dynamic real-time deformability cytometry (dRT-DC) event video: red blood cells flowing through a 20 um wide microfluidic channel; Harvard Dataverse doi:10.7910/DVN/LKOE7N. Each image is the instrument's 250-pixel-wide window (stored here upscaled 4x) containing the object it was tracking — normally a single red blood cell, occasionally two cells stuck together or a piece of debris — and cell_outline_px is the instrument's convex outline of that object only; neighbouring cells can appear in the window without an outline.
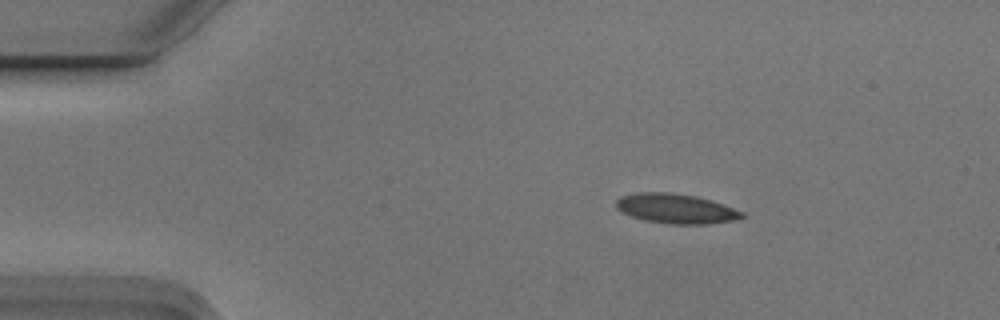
{"species": "Egyptian fruit bat (a non-hibernating species)", "species_latin": "Rousettus aegyptiacus", "temperature_condition": "cold", "stored_images_in_passage": 4, "camera_frame_rate_fps": 3000, "um_per_image_px": 0.085, "animal": {"sex": "male"}, "frame": {"image": 1, "passage_image": 2, "time_ms": 0.333, "image_size_px": [1000, 320], "cell_outline_px": [[744, 216], [732, 220], [704, 224], [668, 224], [644, 220], [620, 212], [616, 208], [616, 200], [620, 196], [640, 192], [672, 192], [696, 196], [712, 200], [744, 212]], "centroid_in_image_um": [57.41, 17.72], "position_along_channel_um": 27.6, "area_um2": 21.79}}
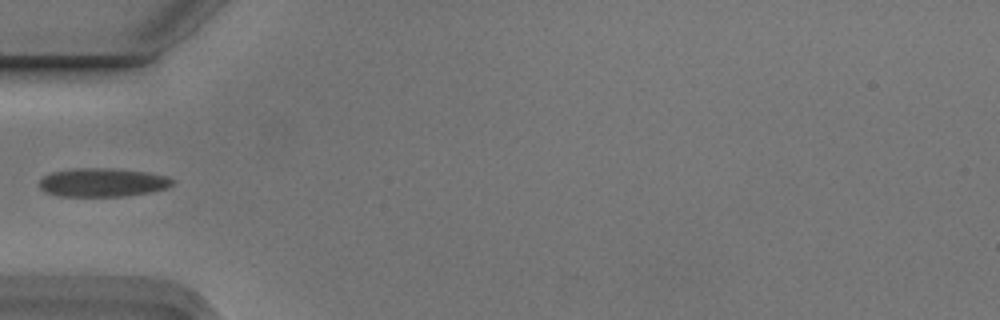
{"frame": {"image": 2, "passage_image": 4, "time_ms": 1.0, "image_size_px": [1000, 320], "cell_outline_px": [[176, 180], [168, 188], [128, 196], [56, 196], [44, 192], [40, 188], [40, 180], [44, 176], [52, 172], [72, 168], [112, 168], [148, 172], [168, 176]], "centroid_in_image_um": [8.73, 15.5], "position_along_channel_um": 76.3, "area_um2": 22.43}}